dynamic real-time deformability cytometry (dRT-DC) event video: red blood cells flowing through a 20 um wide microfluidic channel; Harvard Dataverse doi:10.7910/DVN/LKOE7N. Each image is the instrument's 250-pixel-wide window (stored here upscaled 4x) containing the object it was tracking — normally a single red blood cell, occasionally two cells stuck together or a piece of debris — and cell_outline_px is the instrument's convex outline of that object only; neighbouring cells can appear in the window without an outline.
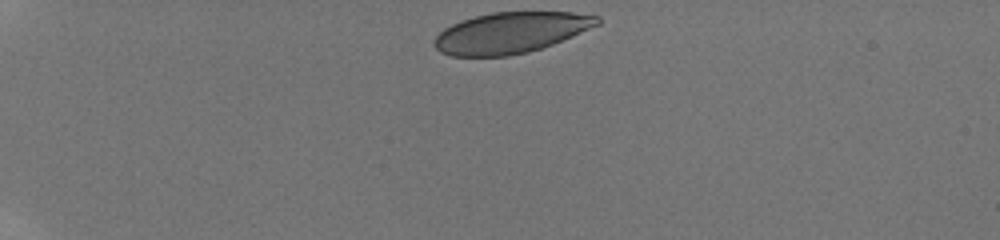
{"species": "human", "species_latin": "Homo sapiens", "temperature_condition": "room temperature", "stored_images_in_passage": 41, "camera_frame_rate_fps": 3000, "um_per_image_px": 0.085, "donor": {"sex": "male"}, "frame": {"image": 1, "passage_image": 1, "time_ms": 0.0, "image_size_px": [1000, 240], "cell_outline_px": [[600, 24], [572, 36], [552, 44], [528, 52], [508, 56], [452, 56], [440, 52], [432, 44], [436, 36], [444, 28], [460, 20], [492, 12], [572, 12], [600, 16]], "centroid_in_image_um": [43.39, 2.78], "position_along_channel_um": 41.6, "area_um2": 38.84}}
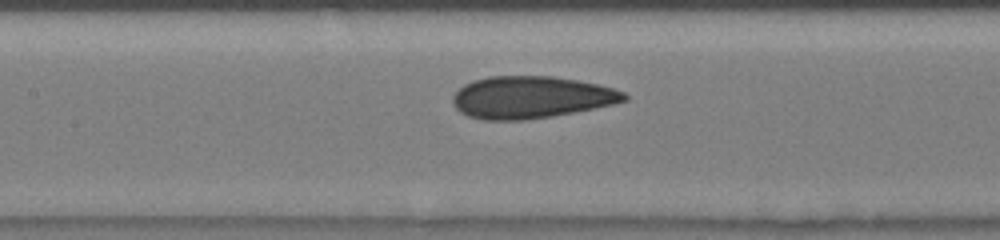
{"frame": {"image": 2, "passage_image": 16, "time_ms": 5.0, "image_size_px": [1000, 240], "cell_outline_px": [[628, 100], [612, 104], [552, 116], [524, 120], [484, 120], [468, 116], [460, 112], [452, 104], [452, 96], [464, 84], [472, 80], [488, 76], [552, 76], [576, 80], [596, 84], [612, 88], [624, 92], [628, 96]], "centroid_in_image_um": [45.09, 8.27], "position_along_channel_um": 162.3, "area_um2": 41.96}}
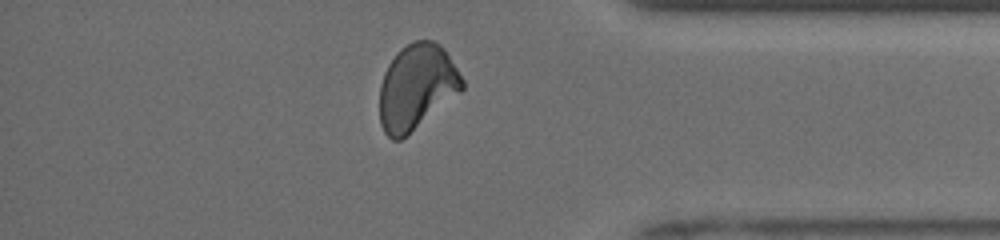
{"frame": {"image": 3, "passage_image": 35, "time_ms": 11.333, "image_size_px": [1000, 240], "cell_outline_px": [[464, 88], [460, 92], [400, 140], [392, 140], [384, 132], [380, 124], [380, 84], [384, 72], [388, 64], [396, 52], [400, 48], [416, 40], [432, 40], [440, 44], [444, 48], [464, 80]], "centroid_in_image_um": [35.4, 7.37], "position_along_channel_um": 399.8, "area_um2": 40.81}, "authors_computed_cell_mechanics": {"area_um2": 41.3848, "velocity_mm_per_s": 3.9296, "shape_relaxation_time_tau1_ms": 7.5636, "shape_relaxation_time_tau2_ms": 1.0901, "deformation_change_tau1": 0.1611, "deformation_change_tau2": 0.053}}